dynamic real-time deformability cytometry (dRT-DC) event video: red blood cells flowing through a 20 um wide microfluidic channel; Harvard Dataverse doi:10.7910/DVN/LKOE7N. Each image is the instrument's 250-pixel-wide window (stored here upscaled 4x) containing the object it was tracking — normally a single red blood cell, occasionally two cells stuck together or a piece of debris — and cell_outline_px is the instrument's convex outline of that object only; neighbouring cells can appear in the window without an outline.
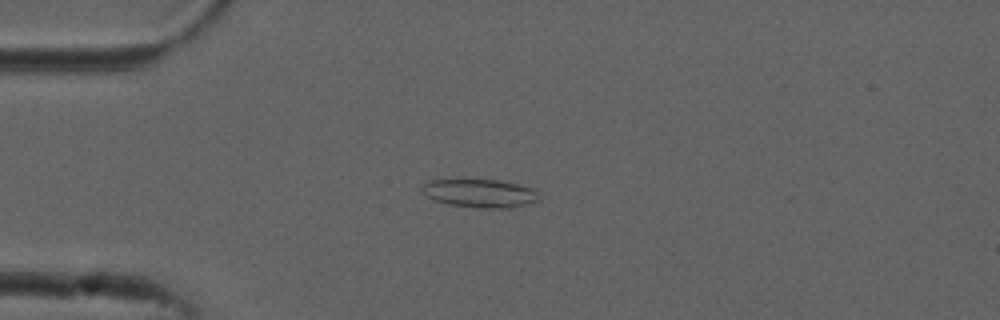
{"species": "common noctule bat (a hibernating species)", "species_latin": "Nyctalus noctula", "temperature_condition": "cold", "stored_images_in_passage": 54, "camera_frame_rate_fps": 3000, "um_per_image_px": 0.085, "animal": {"sex": "male", "forearm_length_mm": 52.5}, "frame": {"image": 1, "passage_image": 14, "time_ms": 4.333, "image_size_px": [1000, 320], "cell_outline_px": [[540, 200], [512, 208], [480, 208], [448, 204], [436, 200], [428, 196], [420, 188], [424, 184], [432, 180], [460, 176], [500, 180], [536, 188]], "centroid_in_image_um": [40.8, 16.37], "position_along_channel_um": 44.2, "area_um2": 20.23}}
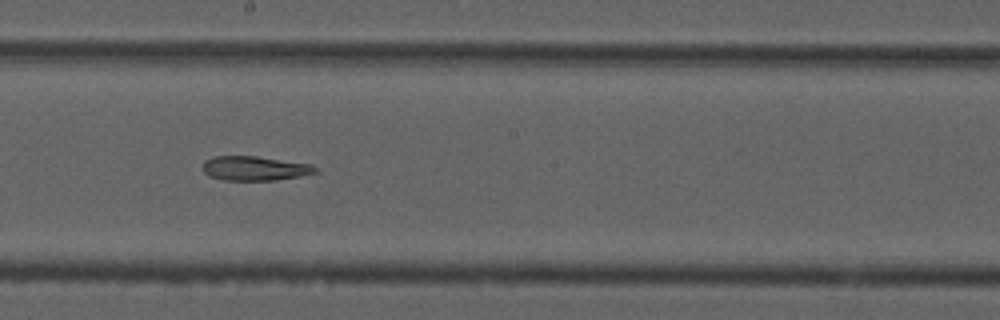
{"frame": {"image": 2, "passage_image": 30, "time_ms": 9.667, "image_size_px": [1000, 320], "cell_outline_px": [[320, 172], [300, 176], [276, 180], [224, 180], [208, 176], [204, 172], [204, 160], [216, 156], [256, 156], [312, 164]], "centroid_in_image_um": [21.68, 14.31], "position_along_channel_um": 226.5, "area_um2": 16.01}}
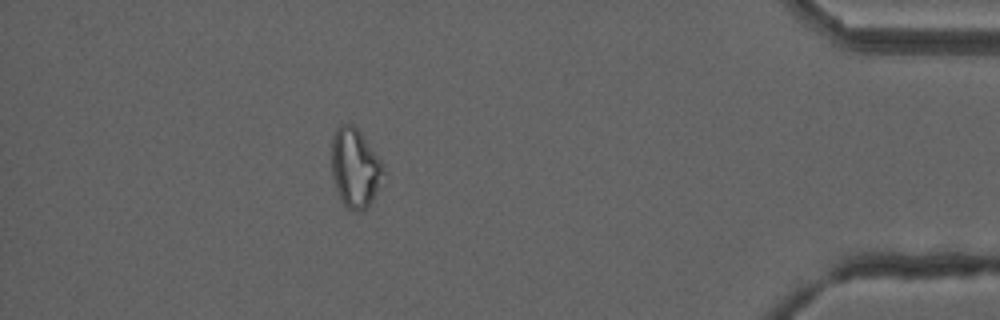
{"frame": {"image": 3, "passage_image": 48, "time_ms": 15.667, "image_size_px": [1000, 320], "cell_outline_px": [[384, 172], [372, 200], [364, 208], [356, 212], [344, 208], [340, 200], [332, 176], [332, 136], [336, 128], [340, 124], [352, 124], [360, 132], [384, 164]], "centroid_in_image_um": [30.15, 14.27], "position_along_channel_um": 405.1, "area_um2": 23.76}, "authors_computed_cell_mechanics": {"area_um2": 20.0566, "velocity_mm_per_s": 3.7944, "shape_relaxation_time_tau1_ms": null, "shape_relaxation_time_tau2_ms": 5.744, "deformation_change_tau1": null, "deformation_change_tau2": 0.1636}}